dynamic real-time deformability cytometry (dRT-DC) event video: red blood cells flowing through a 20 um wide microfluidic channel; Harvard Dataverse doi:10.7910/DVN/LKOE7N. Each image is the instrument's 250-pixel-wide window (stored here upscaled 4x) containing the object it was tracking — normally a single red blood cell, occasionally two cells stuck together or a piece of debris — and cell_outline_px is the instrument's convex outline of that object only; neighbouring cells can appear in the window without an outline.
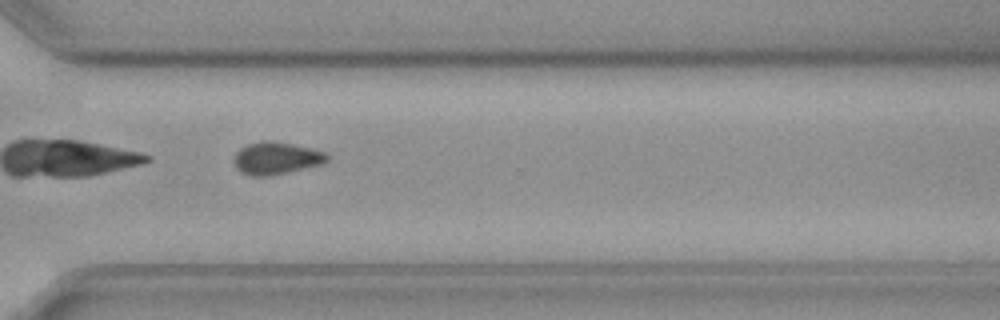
{"species": "common noctule bat (a hibernating species)", "species_latin": "Nyctalus noctula", "temperature_condition": "cold", "stored_images_in_passage": 39, "camera_frame_rate_fps": 3000, "um_per_image_px": 0.085, "animal": {"sex": "female", "body_mass_g": 19.3, "forearm_length_mm": 54.1}, "frame": {"image": 1, "passage_image": 23, "time_ms": 7.333, "image_size_px": [1000, 320], "cell_outline_px": [[328, 160], [324, 164], [268, 176], [248, 176], [240, 172], [236, 168], [232, 160], [236, 152], [240, 148], [248, 144], [264, 140], [272, 140], [312, 148], [328, 152]], "centroid_in_image_um": [23.47, 13.44], "position_along_channel_um": 347.1, "area_um2": 17.86}}
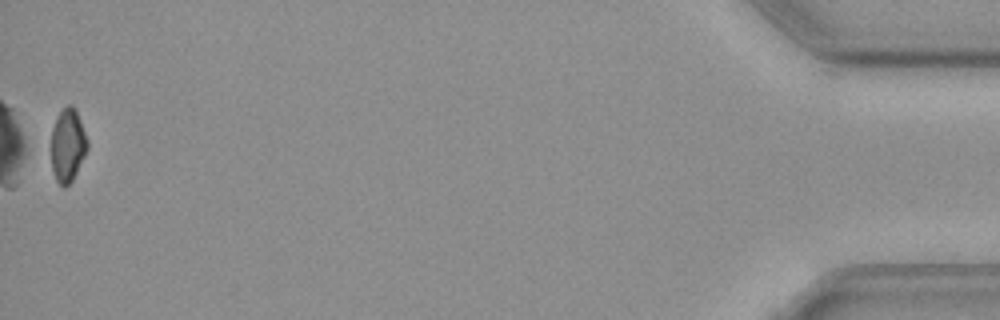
{"frame": {"image": 2, "passage_image": 38, "time_ms": 12.333, "image_size_px": [1000, 320], "cell_outline_px": [[88, 148], [72, 180], [64, 188], [56, 180], [52, 168], [52, 128], [56, 116], [68, 104], [72, 104], [76, 108], [88, 140]], "centroid_in_image_um": [5.76, 12.3], "position_along_channel_um": 429.4, "area_um2": 15.37}}